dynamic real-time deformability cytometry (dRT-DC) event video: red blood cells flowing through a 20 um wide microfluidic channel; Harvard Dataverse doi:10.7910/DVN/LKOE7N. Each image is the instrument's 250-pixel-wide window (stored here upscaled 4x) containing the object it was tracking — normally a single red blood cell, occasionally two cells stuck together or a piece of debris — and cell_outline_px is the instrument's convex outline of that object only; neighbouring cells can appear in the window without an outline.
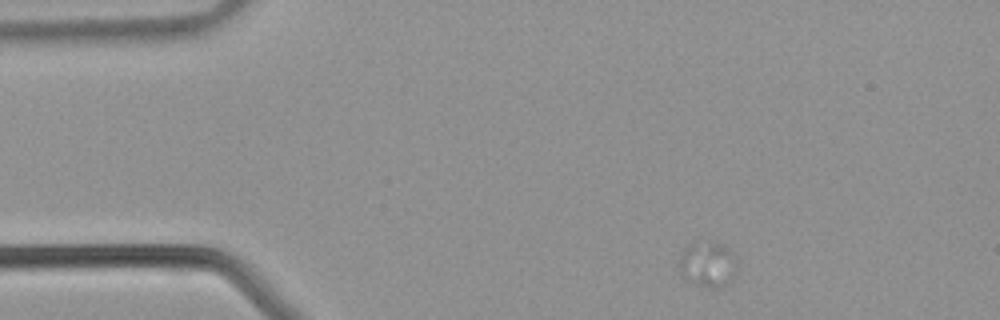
{"species": "common noctule bat (a hibernating species)", "species_latin": "Nyctalus noctula", "temperature_condition": "warm", "stored_images_in_passage": 12, "camera_frame_rate_fps": 3000, "um_per_image_px": 0.085, "animal": {"sex": "male", "body_mass_g": 21.5, "forearm_length_mm": 52.0}, "frame": {"image": 1, "passage_image": 1, "time_ms": 0.0, "image_size_px": [1000, 320], "cell_outline_px": [[740, 260], [736, 272], [732, 280], [720, 288], [708, 288], [700, 284], [680, 272], [680, 256], [684, 248], [688, 244], [716, 240], [724, 244]], "centroid_in_image_um": [60.27, 22.41], "position_along_channel_um": 24.7, "area_um2": 15.49}}
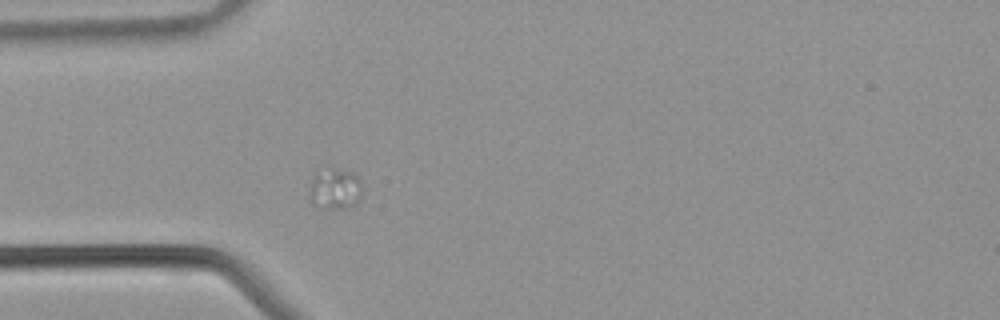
{"frame": {"image": 2, "passage_image": 7, "time_ms": 2.0, "image_size_px": [1000, 320], "cell_outline_px": [[360, 196], [356, 204], [348, 208], [324, 208], [312, 204], [308, 196], [308, 188], [312, 176], [316, 172], [352, 172], [360, 180]], "centroid_in_image_um": [28.42, 16.13], "position_along_channel_um": 56.6, "area_um2": 12.2}}